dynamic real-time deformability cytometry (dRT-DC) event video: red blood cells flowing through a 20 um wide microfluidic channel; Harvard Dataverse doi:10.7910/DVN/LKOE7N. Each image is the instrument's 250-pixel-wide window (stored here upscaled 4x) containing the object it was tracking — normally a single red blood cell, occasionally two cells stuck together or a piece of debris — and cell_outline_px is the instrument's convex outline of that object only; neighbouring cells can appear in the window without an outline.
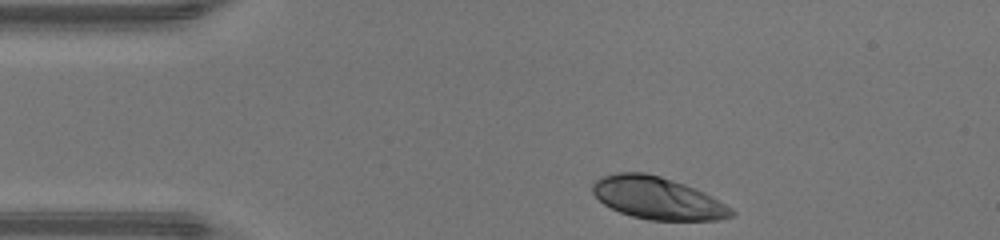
{"species": "human", "species_latin": "Homo sapiens", "temperature_condition": "warm", "stored_images_in_passage": 32, "camera_frame_rate_fps": 3000, "um_per_image_px": 0.085, "donor": {"sex": "male"}, "frame": {"image": 1, "passage_image": 1, "time_ms": 0.0, "image_size_px": [1000, 240], "cell_outline_px": [[736, 212], [732, 216], [716, 220], [648, 220], [632, 216], [620, 212], [604, 204], [592, 192], [592, 184], [596, 180], [604, 176], [616, 172], [644, 172], [660, 176], [696, 188], [712, 196], [732, 208]], "centroid_in_image_um": [55.9, 16.84], "position_along_channel_um": 29.1, "area_um2": 34.1}}
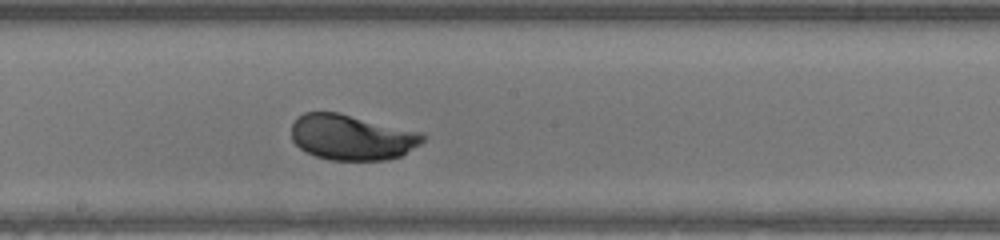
{"frame": {"image": 2, "passage_image": 18, "time_ms": 5.667, "image_size_px": [1000, 240], "cell_outline_px": [[424, 140], [420, 144], [400, 156], [388, 160], [328, 160], [316, 156], [300, 148], [292, 140], [292, 124], [304, 112], [340, 112], [424, 132]], "centroid_in_image_um": [29.93, 11.66], "position_along_channel_um": 218.3, "area_um2": 35.03}}
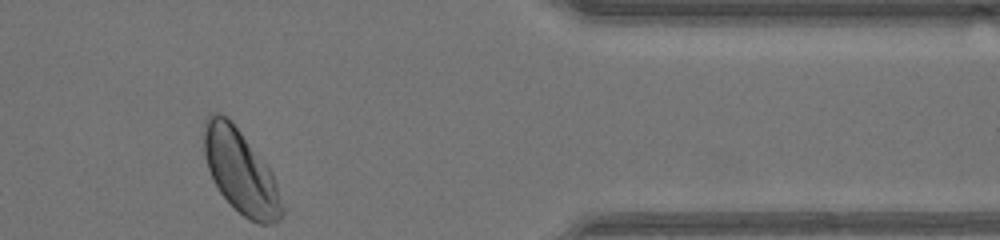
{"frame": {"image": 3, "passage_image": 32, "time_ms": 10.333, "image_size_px": [1000, 240], "cell_outline_px": [[284, 216], [276, 224], [260, 224], [244, 216], [216, 188], [212, 180], [204, 156], [204, 124], [208, 116], [216, 112], [220, 112], [240, 132], [272, 172], [284, 208]], "centroid_in_image_um": [20.46, 14.63], "position_along_channel_um": 390.9, "area_um2": 37.4}, "authors_computed_cell_mechanics": {"area_um2": 34.8534, "velocity_mm_per_s": 4.2968, "shape_relaxation_time_tau1_ms": 1.8176, "shape_relaxation_time_tau2_ms": null, "deformation_change_tau1": 0.144, "deformation_change_tau2": null}}